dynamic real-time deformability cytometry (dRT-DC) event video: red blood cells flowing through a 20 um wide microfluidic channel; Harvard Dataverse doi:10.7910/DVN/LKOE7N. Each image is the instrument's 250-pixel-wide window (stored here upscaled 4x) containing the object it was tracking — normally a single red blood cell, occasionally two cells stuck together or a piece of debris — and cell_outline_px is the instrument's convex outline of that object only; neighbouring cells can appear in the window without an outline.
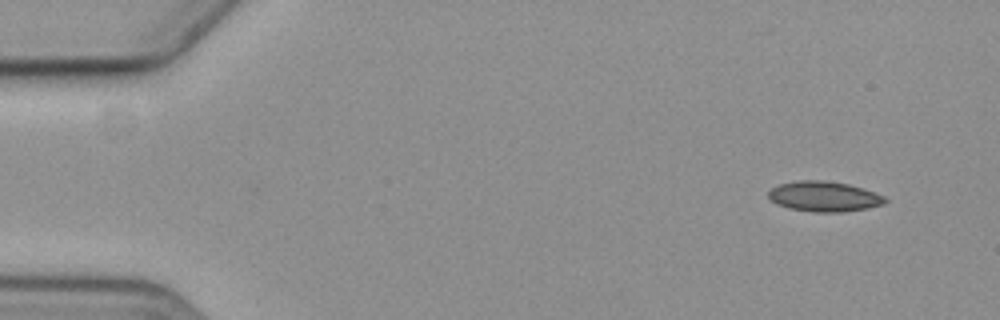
{"species": "common noctule bat (a hibernating species)", "species_latin": "Nyctalus noctula", "temperature_condition": "cold", "stored_images_in_passage": 4, "camera_frame_rate_fps": 3000, "um_per_image_px": 0.085, "animal": {"sex": "female", "body_mass_g": 19.3, "forearm_length_mm": 54.1}, "frame": {"image": 1, "passage_image": 1, "time_ms": 0.0, "image_size_px": [1000, 320], "cell_outline_px": [[888, 200], [884, 204], [868, 208], [840, 212], [816, 212], [788, 208], [776, 204], [768, 196], [768, 192], [772, 188], [780, 184], [800, 180], [820, 180], [848, 184], [864, 188], [884, 196]], "centroid_in_image_um": [70.06, 16.7], "position_along_channel_um": 14.9, "area_um2": 20.46}}
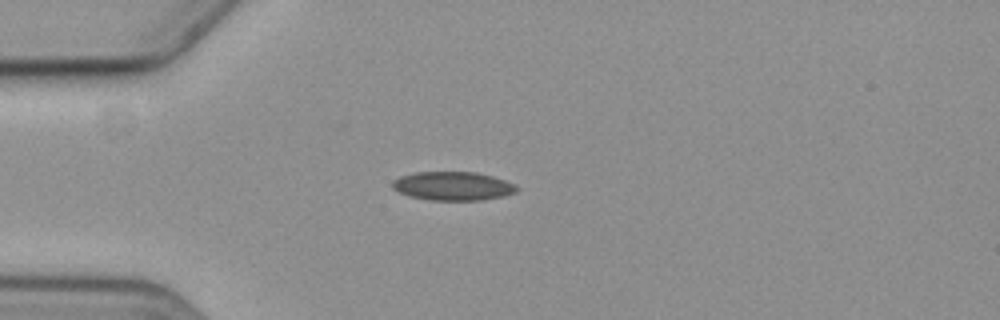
{"frame": {"image": 2, "passage_image": 4, "time_ms": 3.667, "image_size_px": [1000, 320], "cell_outline_px": [[520, 188], [516, 192], [504, 196], [480, 200], [432, 200], [412, 196], [400, 192], [392, 188], [392, 180], [400, 176], [412, 172], [476, 172], [492, 176], [516, 184]], "centroid_in_image_um": [38.52, 15.8], "position_along_channel_um": 46.5, "area_um2": 20.81}}